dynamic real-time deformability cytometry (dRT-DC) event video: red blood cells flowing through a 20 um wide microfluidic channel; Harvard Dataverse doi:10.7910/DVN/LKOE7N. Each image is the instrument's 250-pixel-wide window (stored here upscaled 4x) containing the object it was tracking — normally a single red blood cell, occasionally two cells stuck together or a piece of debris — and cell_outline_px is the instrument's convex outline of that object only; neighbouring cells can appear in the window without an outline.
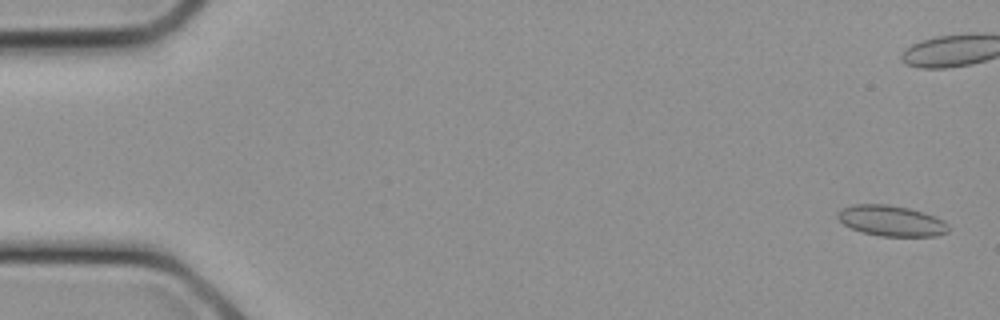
{"species": "common noctule bat (a hibernating species)", "species_latin": "Nyctalus noctula", "temperature_condition": "cold", "stored_images_in_passage": 12, "camera_frame_rate_fps": 3000, "um_per_image_px": 0.085, "animal": {"sex": "female", "body_mass_g": 21.9}, "frame": {"image": 1, "passage_image": 1, "time_ms": 0.0, "image_size_px": [1000, 320], "cell_outline_px": [[948, 232], [936, 236], [880, 236], [864, 232], [852, 228], [844, 224], [836, 216], [836, 212], [852, 204], [888, 204], [908, 208], [944, 220], [948, 224]], "centroid_in_image_um": [75.75, 18.76], "position_along_channel_um": 9.3, "area_um2": 19.59}}
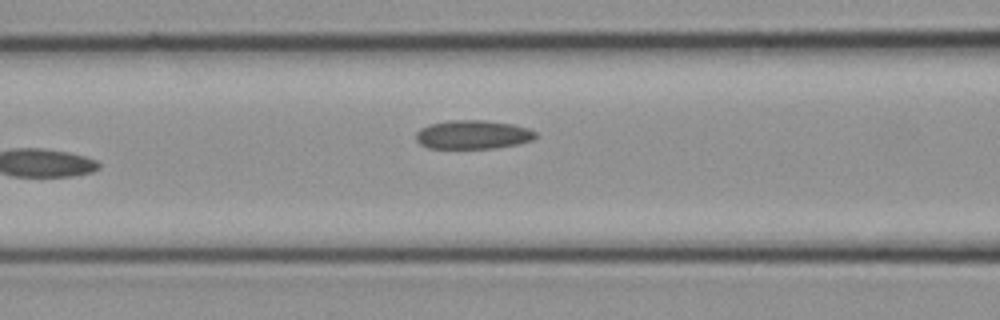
{"frame": {"image": 2, "passage_image": 12, "time_ms": 3.667, "image_size_px": [1000, 320], "cell_outline_px": [[536, 136], [532, 140], [520, 144], [496, 148], [428, 148], [420, 144], [416, 140], [416, 132], [420, 128], [428, 124], [452, 120], [484, 120], [512, 124], [528, 128], [536, 132]], "centroid_in_image_um": [40.19, 11.44], "position_along_channel_um": 126.4, "area_um2": 20.17}}